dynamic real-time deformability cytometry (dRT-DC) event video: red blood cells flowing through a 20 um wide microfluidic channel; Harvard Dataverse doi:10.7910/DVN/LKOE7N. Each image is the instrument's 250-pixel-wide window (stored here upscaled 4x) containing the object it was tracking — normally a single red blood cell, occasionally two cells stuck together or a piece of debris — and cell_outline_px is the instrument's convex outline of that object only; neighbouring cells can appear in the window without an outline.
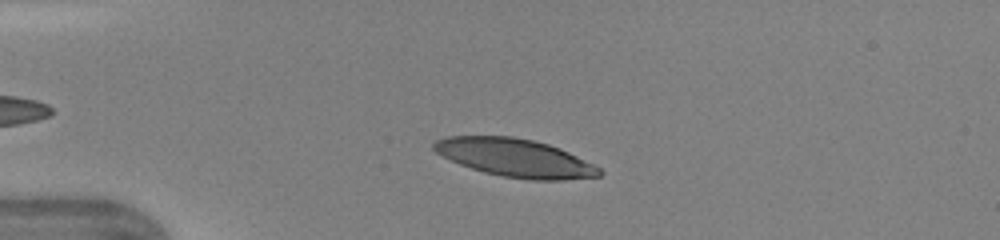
{"species": "human", "species_latin": "Homo sapiens", "temperature_condition": "warm", "stored_images_in_passage": 38, "camera_frame_rate_fps": 3000, "um_per_image_px": 0.085, "donor": {"sex": "female"}, "frame": {"image": 1, "passage_image": 8, "time_ms": 2.333, "image_size_px": [1000, 240], "cell_outline_px": [[604, 172], [600, 176], [564, 180], [532, 180], [504, 176], [484, 172], [460, 164], [436, 152], [432, 148], [432, 144], [436, 140], [448, 136], [512, 136], [532, 140], [548, 144], [560, 148], [600, 168]], "centroid_in_image_um": [43.79, 13.41], "position_along_channel_um": 41.2, "area_um2": 36.41}}
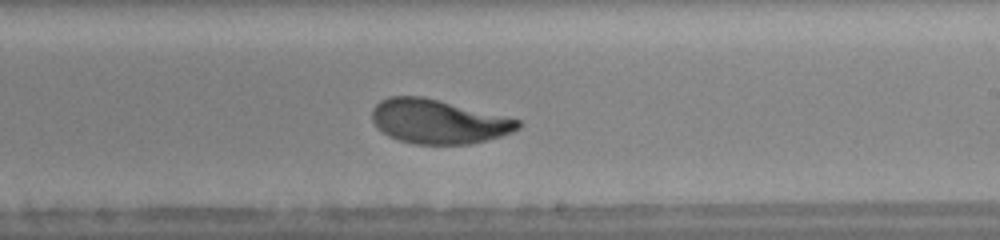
{"frame": {"image": 2, "passage_image": 25, "time_ms": 8.0, "image_size_px": [1000, 240], "cell_outline_px": [[520, 128], [512, 132], [500, 136], [468, 144], [412, 144], [388, 136], [372, 120], [372, 108], [380, 100], [388, 96], [424, 96], [520, 120]], "centroid_in_image_um": [37.23, 10.32], "position_along_channel_um": 251.8, "area_um2": 37.28}}
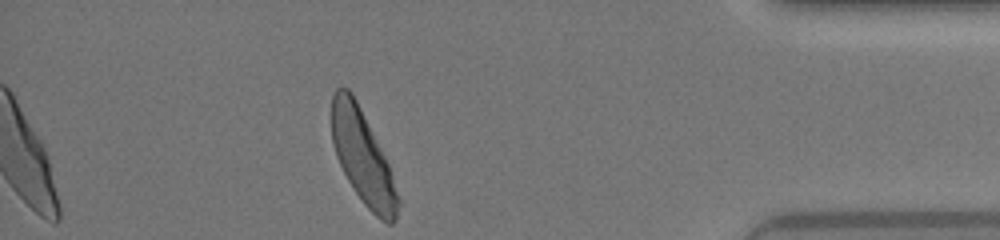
{"frame": {"image": 3, "passage_image": 38, "time_ms": 12.333, "image_size_px": [1000, 240], "cell_outline_px": [[400, 204], [396, 220], [392, 224], [388, 224], [380, 220], [364, 204], [348, 180], [336, 156], [332, 144], [332, 96], [336, 88], [348, 88], [352, 92], [388, 164], [400, 196]], "centroid_in_image_um": [30.84, 13.41], "position_along_channel_um": 404.4, "area_um2": 35.66}, "authors_computed_cell_mechanics": {"area_um2": 37.4833, "velocity_mm_per_s": 4.3405, "shape_relaxation_time_tau1_ms": 2.8454, "shape_relaxation_time_tau2_ms": 1.2129, "deformation_change_tau1": 0.2028, "deformation_change_tau2": 0.0694}}